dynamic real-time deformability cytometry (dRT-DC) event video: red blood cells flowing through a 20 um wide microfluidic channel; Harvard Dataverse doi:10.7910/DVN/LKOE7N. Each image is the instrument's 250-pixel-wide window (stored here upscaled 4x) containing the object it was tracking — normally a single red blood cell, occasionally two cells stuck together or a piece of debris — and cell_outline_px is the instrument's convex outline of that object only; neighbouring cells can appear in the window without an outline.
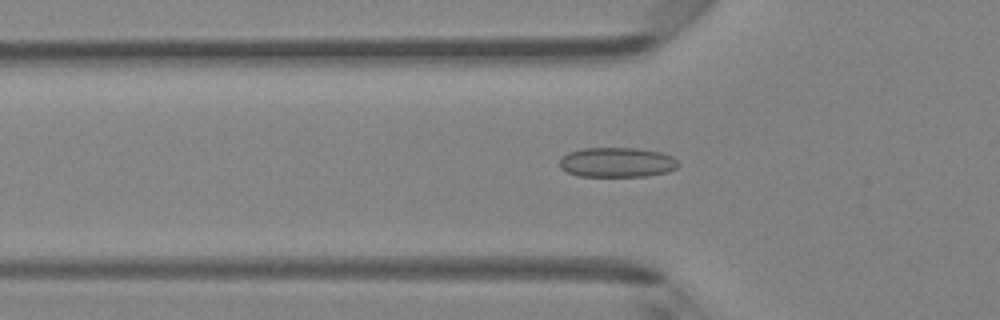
{"species": "Egyptian fruit bat (a non-hibernating species)", "species_latin": "Rousettus aegyptiacus", "temperature_condition": "room temperature", "stored_images_in_passage": 47, "camera_frame_rate_fps": 3000, "um_per_image_px": 0.085, "animal": {"sex": "female"}, "frame": {"image": 1, "passage_image": 16, "time_ms": 5.0, "image_size_px": [1000, 320], "cell_outline_px": [[680, 164], [676, 168], [668, 172], [648, 176], [576, 176], [560, 168], [560, 160], [568, 152], [584, 148], [636, 148], [660, 152], [672, 156]], "centroid_in_image_um": [52.46, 13.8], "position_along_channel_um": 73.3, "area_um2": 20.63}}
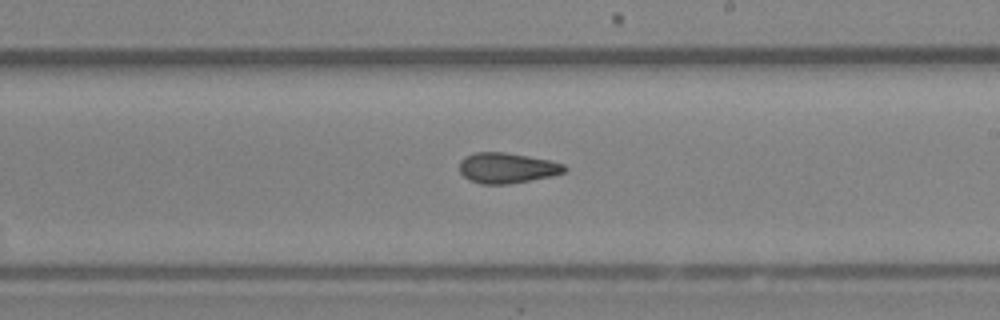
{"frame": {"image": 2, "passage_image": 28, "time_ms": 9.0, "image_size_px": [1000, 320], "cell_outline_px": [[568, 168], [564, 172], [552, 176], [508, 184], [480, 184], [468, 180], [460, 172], [460, 160], [464, 156], [476, 152], [504, 152], [552, 160], [564, 164]], "centroid_in_image_um": [43.09, 14.27], "position_along_channel_um": 245.9, "area_um2": 18.79}}
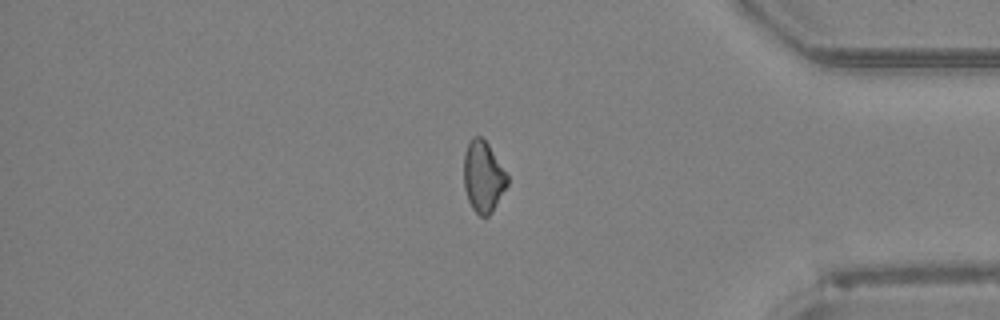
{"frame": {"image": 3, "passage_image": 40, "time_ms": 13.0, "image_size_px": [1000, 320], "cell_outline_px": [[508, 184], [492, 212], [488, 216], [480, 216], [472, 208], [468, 200], [464, 188], [464, 152], [472, 136], [480, 136], [488, 144], [508, 176]], "centroid_in_image_um": [41.06, 15.03], "position_along_channel_um": 394.1, "area_um2": 17.92}, "authors_computed_cell_mechanics": {"area_um2": 18.8428, "velocity_mm_per_s": 4.3212, "shape_relaxation_time_tau1_ms": null, "shape_relaxation_time_tau2_ms": 3.5037, "deformation_change_tau1": null, "deformation_change_tau2": 0.096}}